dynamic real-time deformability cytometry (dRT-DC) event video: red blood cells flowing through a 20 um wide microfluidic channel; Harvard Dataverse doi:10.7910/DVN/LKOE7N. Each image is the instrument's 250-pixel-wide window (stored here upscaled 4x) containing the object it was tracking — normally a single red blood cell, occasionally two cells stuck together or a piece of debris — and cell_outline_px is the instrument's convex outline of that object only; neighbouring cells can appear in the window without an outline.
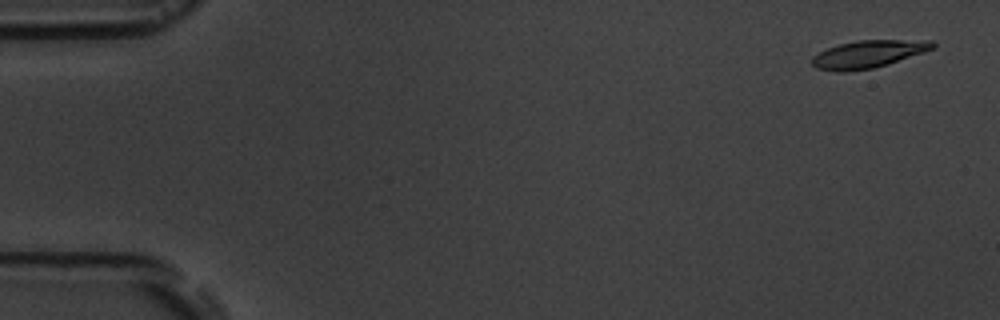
{"species": "common noctule bat (a hibernating species)", "species_latin": "Nyctalus noctula", "temperature_condition": "room temperature", "stored_images_in_passage": 5, "camera_frame_rate_fps": 3000, "um_per_image_px": 0.085, "animal": {"sex": "male", "body_mass_g": 19.5, "forearm_length_mm": 54.6}, "frame": {"image": 1, "passage_image": 1, "time_ms": 0.0, "image_size_px": [1000, 320], "cell_outline_px": [[936, 48], [888, 64], [872, 68], [844, 72], [836, 72], [816, 68], [812, 64], [812, 56], [828, 48], [840, 44], [856, 40], [932, 40], [936, 44]], "centroid_in_image_um": [73.82, 4.6], "position_along_channel_um": 11.2, "area_um2": 19.36}}
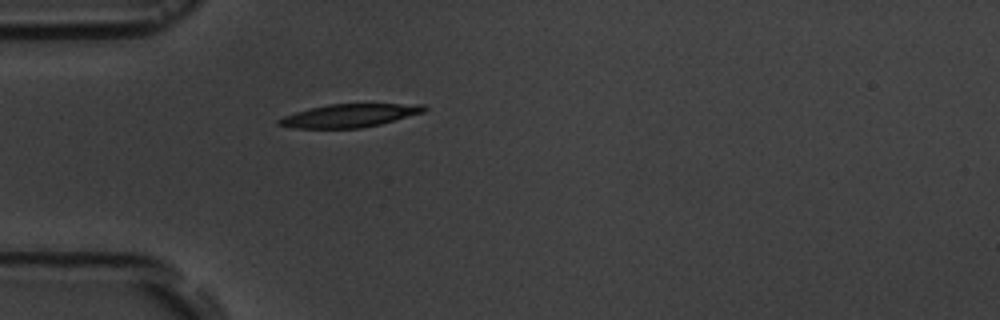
{"frame": {"image": 2, "passage_image": 5, "time_ms": 4.667, "image_size_px": [1000, 320], "cell_outline_px": [[428, 108], [424, 112], [380, 124], [360, 128], [292, 128], [276, 124], [276, 120], [284, 116], [296, 112], [328, 104], [424, 104]], "centroid_in_image_um": [29.7, 9.82], "position_along_channel_um": 55.3, "area_um2": 19.48}}